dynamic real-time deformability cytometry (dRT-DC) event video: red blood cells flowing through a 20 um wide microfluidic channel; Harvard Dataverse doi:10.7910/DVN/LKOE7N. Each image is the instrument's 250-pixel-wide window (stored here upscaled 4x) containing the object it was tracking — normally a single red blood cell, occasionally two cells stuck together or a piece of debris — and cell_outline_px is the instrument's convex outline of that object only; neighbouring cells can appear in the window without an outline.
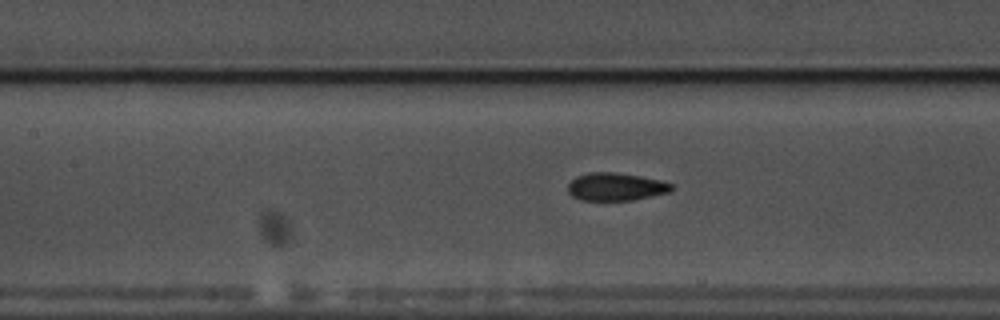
{"species": "common noctule bat (a hibernating species)", "species_latin": "Nyctalus noctula", "temperature_condition": "warm", "stored_images_in_passage": 54, "camera_frame_rate_fps": 3000, "um_per_image_px": 0.085, "animal": {"sex": "male", "body_mass_g": 17.5, "forearm_length_mm": 52.3}, "frame": {"image": 1, "passage_image": 23, "time_ms": 7.333, "image_size_px": [1000, 320], "cell_outline_px": [[676, 188], [672, 192], [632, 200], [580, 200], [572, 196], [568, 192], [568, 184], [576, 176], [588, 172], [616, 172], [640, 176], [660, 180], [672, 184]], "centroid_in_image_um": [52.37, 15.87], "position_along_channel_um": 155.0, "area_um2": 16.99}}
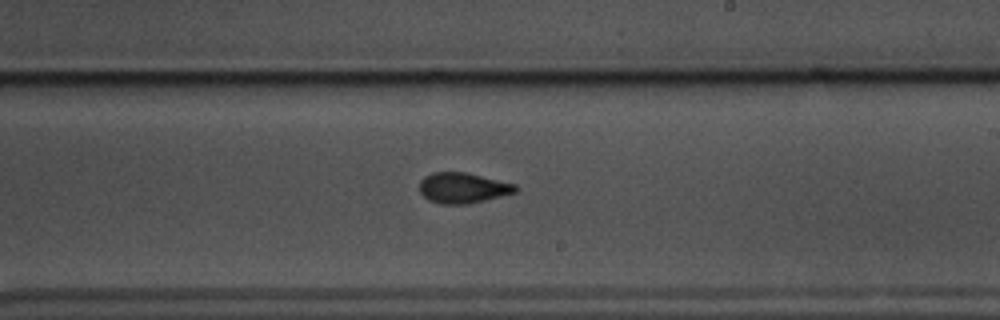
{"frame": {"image": 2, "passage_image": 31, "time_ms": 10.0, "image_size_px": [1000, 320], "cell_outline_px": [[520, 188], [516, 192], [484, 200], [464, 204], [440, 204], [428, 200], [420, 192], [420, 180], [424, 176], [432, 172], [464, 172], [516, 184]], "centroid_in_image_um": [39.33, 15.97], "position_along_channel_um": 249.7, "area_um2": 16.99}}
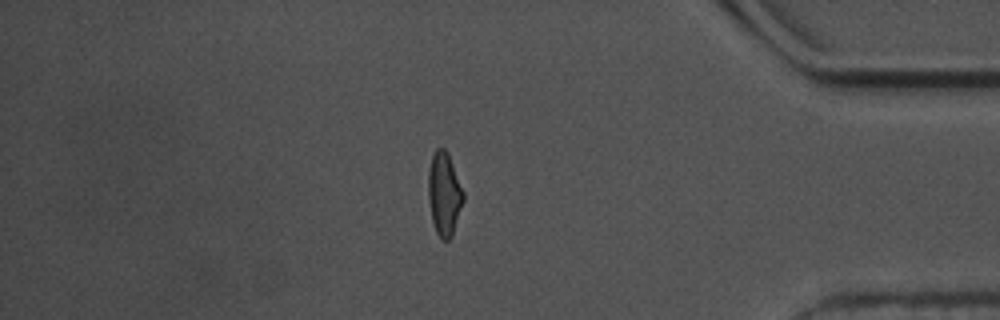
{"frame": {"image": 3, "passage_image": 46, "time_ms": 15.0, "image_size_px": [1000, 320], "cell_outline_px": [[464, 200], [452, 236], [448, 240], [440, 240], [436, 232], [432, 220], [428, 196], [428, 172], [432, 152], [436, 148], [444, 148], [448, 152], [464, 192]], "centroid_in_image_um": [37.75, 16.46], "position_along_channel_um": 397.4, "area_um2": 17.22}, "authors_computed_cell_mechanics": {"area_um2": 16.8198, "velocity_mm_per_s": 3.5675, "shape_relaxation_time_tau1_ms": 3.7428, "shape_relaxation_time_tau2_ms": 1.6164, "deformation_change_tau1": 0.1395, "deformation_change_tau2": 0.0659}}